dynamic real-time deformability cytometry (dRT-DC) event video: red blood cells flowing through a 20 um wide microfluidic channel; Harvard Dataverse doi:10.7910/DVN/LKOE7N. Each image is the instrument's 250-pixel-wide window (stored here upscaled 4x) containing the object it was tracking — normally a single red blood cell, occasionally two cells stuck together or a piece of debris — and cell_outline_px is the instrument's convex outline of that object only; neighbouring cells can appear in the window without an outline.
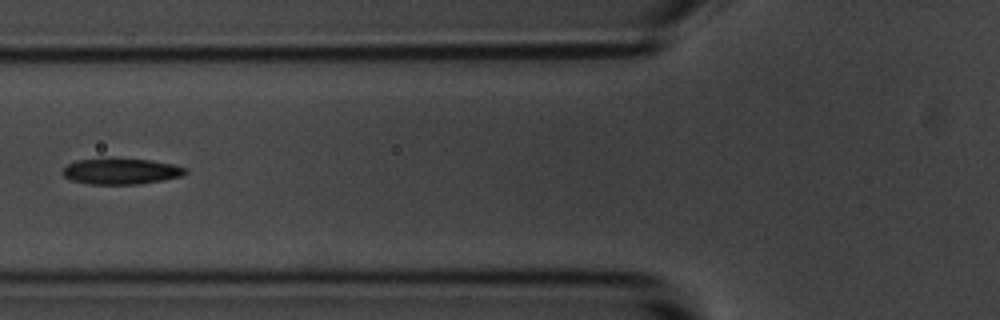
{"species": "common noctule bat (a hibernating species)", "species_latin": "Nyctalus noctula", "temperature_condition": "room temperature", "stored_images_in_passage": 8, "camera_frame_rate_fps": 3000, "um_per_image_px": 0.085, "animal": {"sex": "male", "body_mass_g": 20.1, "forearm_length_mm": 53.5}, "frame": {"image": 1, "passage_image": 6, "time_ms": 6.667, "image_size_px": [1000, 320], "cell_outline_px": [[188, 172], [184, 176], [164, 180], [136, 184], [88, 184], [72, 180], [64, 176], [60, 172], [68, 164], [76, 160], [152, 160], [172, 164], [188, 168]], "centroid_in_image_um": [10.34, 14.58], "position_along_channel_um": 115.5, "area_um2": 18.21}}
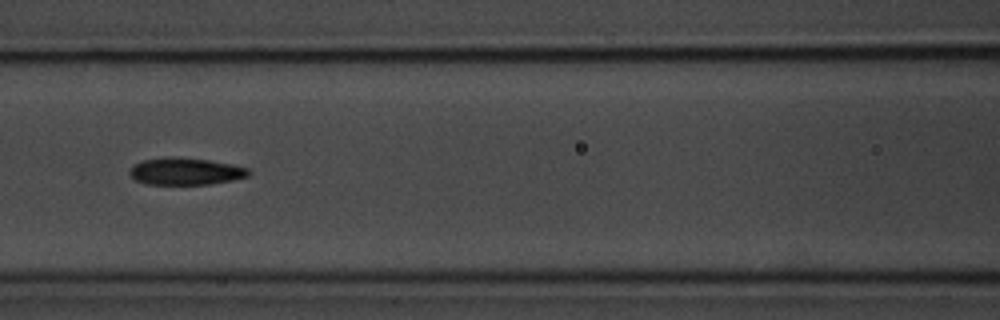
{"frame": {"image": 2, "passage_image": 7, "time_ms": 7.667, "image_size_px": [1000, 320], "cell_outline_px": [[248, 176], [232, 180], [208, 184], [144, 184], [136, 180], [128, 172], [136, 164], [144, 160], [164, 156], [172, 156], [208, 160], [232, 164], [248, 168]], "centroid_in_image_um": [15.75, 14.56], "position_along_channel_um": 150.8, "area_um2": 18.61}}
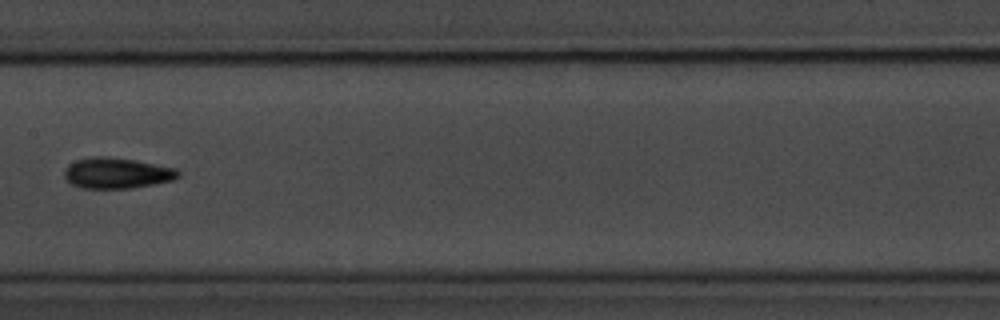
{"frame": {"image": 3, "passage_image": 8, "time_ms": 9.0, "image_size_px": [1000, 320], "cell_outline_px": [[180, 176], [172, 180], [132, 188], [80, 188], [72, 184], [64, 176], [64, 172], [68, 164], [76, 160], [92, 156], [104, 156], [136, 160], [176, 168], [180, 172]], "centroid_in_image_um": [9.92, 14.7], "position_along_channel_um": 197.5, "area_um2": 20.4}}